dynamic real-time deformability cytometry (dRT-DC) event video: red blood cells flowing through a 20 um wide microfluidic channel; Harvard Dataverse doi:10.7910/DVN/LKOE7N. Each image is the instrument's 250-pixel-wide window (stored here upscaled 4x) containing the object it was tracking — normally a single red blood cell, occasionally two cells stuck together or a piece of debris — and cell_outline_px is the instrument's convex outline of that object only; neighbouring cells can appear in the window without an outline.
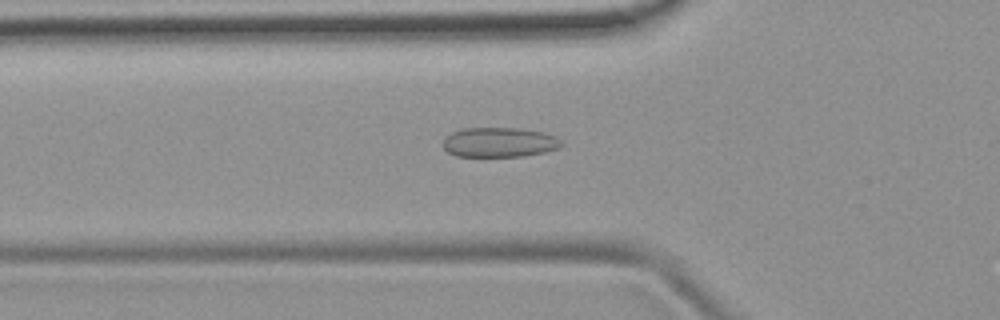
{"species": "common noctule bat (a hibernating species)", "species_latin": "Nyctalus noctula", "temperature_condition": "room temperature", "stored_images_in_passage": 50, "camera_frame_rate_fps": 3000, "um_per_image_px": 0.085, "animal": {"sex": "female", "body_mass_g": 19.9}, "frame": {"image": 1, "passage_image": 17, "time_ms": 5.333, "image_size_px": [1000, 320], "cell_outline_px": [[564, 144], [560, 148], [544, 152], [524, 156], [456, 156], [448, 152], [444, 148], [444, 136], [452, 132], [464, 128], [516, 128], [544, 132], [560, 140]], "centroid_in_image_um": [42.43, 12.09], "position_along_channel_um": 83.4, "area_um2": 20.46}}
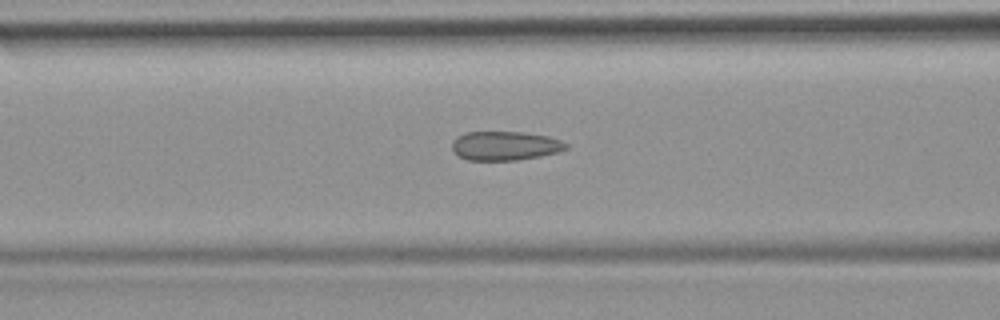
{"frame": {"image": 2, "passage_image": 20, "time_ms": 6.333, "image_size_px": [1000, 320], "cell_outline_px": [[568, 148], [560, 152], [540, 156], [516, 160], [468, 160], [452, 152], [452, 140], [456, 136], [468, 132], [524, 132], [548, 136], [560, 140], [568, 144]], "centroid_in_image_um": [42.93, 12.39], "position_along_channel_um": 123.7, "area_um2": 19.42}}
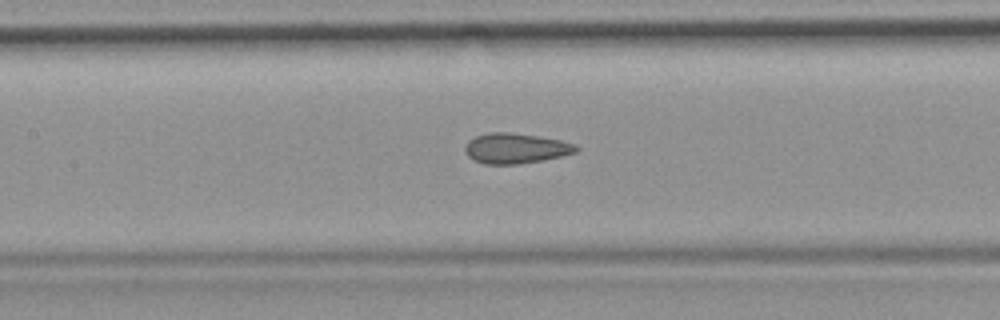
{"frame": {"image": 3, "passage_image": 23, "time_ms": 7.333, "image_size_px": [1000, 320], "cell_outline_px": [[580, 148], [576, 152], [544, 160], [516, 164], [484, 164], [472, 160], [464, 152], [464, 148], [468, 140], [476, 136], [488, 132], [508, 132], [536, 136], [560, 140], [576, 144]], "centroid_in_image_um": [43.8, 12.61], "position_along_channel_um": 163.6, "area_um2": 19.65}, "authors_computed_cell_mechanics": {"area_um2": 19.6809, "velocity_mm_per_s": 3.9804, "shape_relaxation_time_tau1_ms": null, "shape_relaxation_time_tau2_ms": 1.3649, "deformation_change_tau1": null, "deformation_change_tau2": 0.0713}}